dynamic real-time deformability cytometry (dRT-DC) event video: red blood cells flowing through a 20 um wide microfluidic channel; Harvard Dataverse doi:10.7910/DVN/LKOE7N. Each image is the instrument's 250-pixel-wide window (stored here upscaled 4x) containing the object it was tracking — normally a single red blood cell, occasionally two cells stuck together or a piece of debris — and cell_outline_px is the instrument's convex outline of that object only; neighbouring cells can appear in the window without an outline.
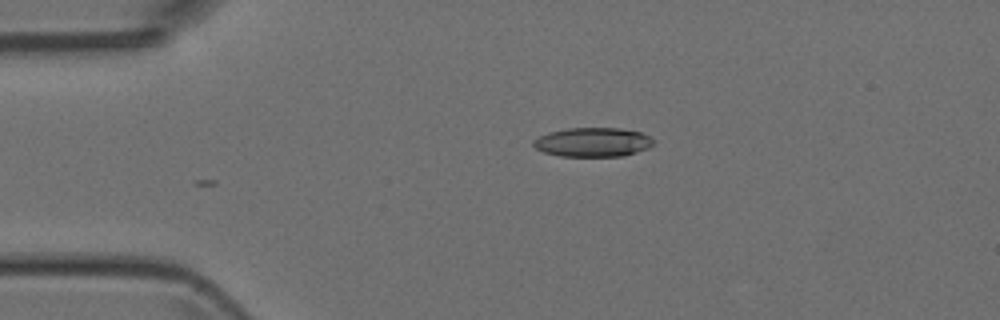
{"species": "Egyptian fruit bat (a non-hibernating species)", "species_latin": "Rousettus aegyptiacus", "temperature_condition": "room temperature", "stored_images_in_passage": 3, "camera_frame_rate_fps": 3000, "um_per_image_px": 0.085, "animal": {"sex": "female"}, "frame": {"image": 1, "passage_image": 3, "time_ms": 3.333, "image_size_px": [1000, 320], "cell_outline_px": [[656, 140], [648, 148], [624, 156], [560, 156], [544, 152], [536, 148], [532, 144], [532, 140], [548, 132], [568, 128], [620, 128], [640, 132]], "centroid_in_image_um": [50.38, 12.08], "position_along_channel_um": 34.6, "area_um2": 20.4}}